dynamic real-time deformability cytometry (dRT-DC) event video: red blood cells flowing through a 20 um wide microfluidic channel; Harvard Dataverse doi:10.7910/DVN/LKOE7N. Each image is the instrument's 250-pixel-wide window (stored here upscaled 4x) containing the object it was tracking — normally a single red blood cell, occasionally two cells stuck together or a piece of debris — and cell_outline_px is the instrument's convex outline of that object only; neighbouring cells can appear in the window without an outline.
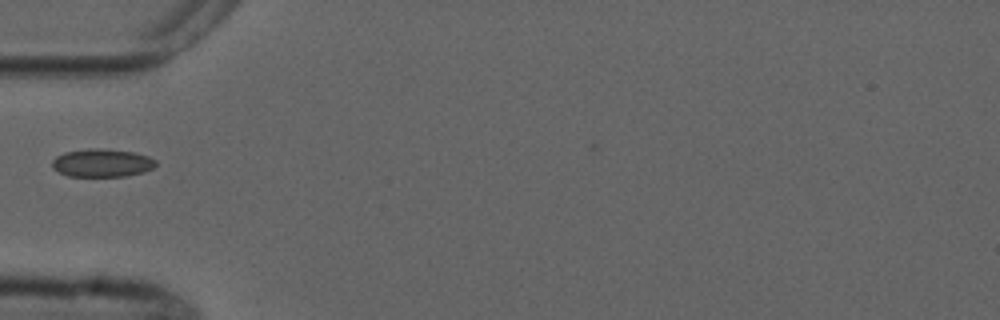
{"species": "common noctule bat (a hibernating species)", "species_latin": "Nyctalus noctula", "temperature_condition": "cold", "stored_images_in_passage": 1, "camera_frame_rate_fps": 3000, "um_per_image_px": 0.085, "animal": {"sex": "male", "forearm_length_mm": 52.5}, "frame": {"image": 1, "passage_image": 1, "time_ms": 0.0, "image_size_px": [1000, 320], "cell_outline_px": [[156, 164], [152, 168], [144, 172], [128, 176], [68, 176], [52, 168], [52, 160], [56, 156], [64, 152], [88, 148], [100, 148], [136, 152], [148, 156], [156, 160]], "centroid_in_image_um": [8.67, 13.84], "position_along_channel_um": 76.3, "area_um2": 17.11}}